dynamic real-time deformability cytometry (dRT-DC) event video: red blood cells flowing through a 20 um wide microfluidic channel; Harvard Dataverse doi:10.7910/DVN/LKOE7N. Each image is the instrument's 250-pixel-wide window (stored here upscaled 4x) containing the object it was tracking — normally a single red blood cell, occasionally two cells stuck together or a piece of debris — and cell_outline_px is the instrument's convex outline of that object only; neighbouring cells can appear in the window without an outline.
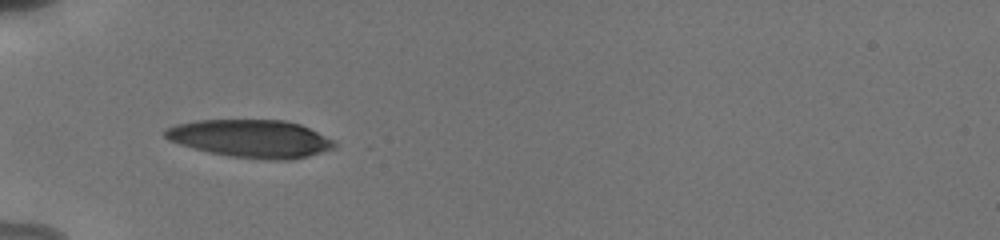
{"species": "human", "species_latin": "Homo sapiens", "temperature_condition": "cold", "stored_images_in_passage": 49, "camera_frame_rate_fps": 3000, "um_per_image_px": 0.085, "donor": {"sex": "male"}, "frame": {"image": 1, "passage_image": 1, "time_ms": 0.0, "image_size_px": [1000, 240], "cell_outline_px": [[336, 148], [308, 156], [288, 160], [276, 160], [228, 156], [208, 152], [192, 148], [168, 140], [164, 136], [164, 128], [176, 124], [196, 120], [284, 120], [300, 124], [336, 140]], "centroid_in_image_um": [21.32, 11.78], "position_along_channel_um": 63.7, "area_um2": 37.51}}
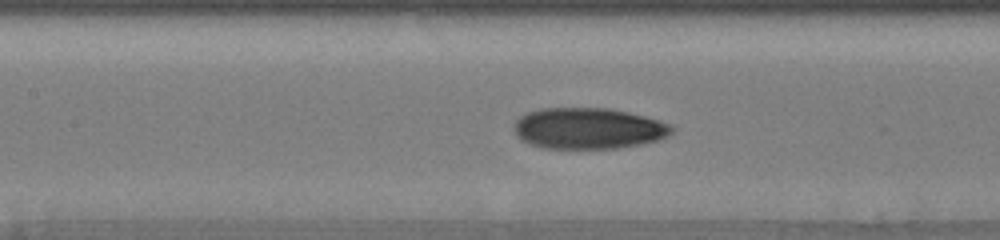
{"frame": {"image": 2, "passage_image": 12, "time_ms": 2.667, "image_size_px": [1000, 240], "cell_outline_px": [[676, 128], [668, 136], [656, 140], [640, 144], [616, 148], [544, 148], [528, 144], [520, 140], [516, 136], [512, 128], [516, 120], [524, 112], [540, 108], [608, 108], [628, 112], [644, 116], [668, 124]], "centroid_in_image_um": [49.93, 10.91], "position_along_channel_um": 157.5, "area_um2": 37.97}}
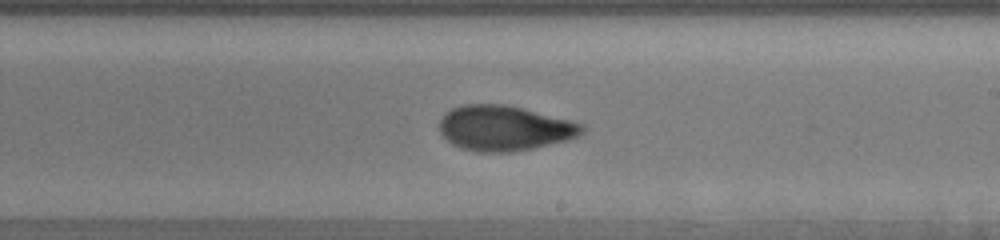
{"frame": {"image": 3, "passage_image": 21, "time_ms": 5.0, "image_size_px": [1000, 240], "cell_outline_px": [[584, 132], [580, 136], [568, 140], [532, 148], [512, 152], [476, 152], [460, 148], [452, 144], [440, 132], [440, 120], [444, 112], [460, 104], [504, 104], [524, 108], [584, 124]], "centroid_in_image_um": [42.86, 10.89], "position_along_channel_um": 246.1, "area_um2": 37.74}, "authors_computed_cell_mechanics": {"area_um2": 36.8764, "velocity_mm_per_s": 3.8258, "shape_relaxation_time_tau1_ms": 4.9811, "shape_relaxation_time_tau2_ms": 1.4707, "deformation_change_tau1": 0.1743, "deformation_change_tau2": 0.0695}}